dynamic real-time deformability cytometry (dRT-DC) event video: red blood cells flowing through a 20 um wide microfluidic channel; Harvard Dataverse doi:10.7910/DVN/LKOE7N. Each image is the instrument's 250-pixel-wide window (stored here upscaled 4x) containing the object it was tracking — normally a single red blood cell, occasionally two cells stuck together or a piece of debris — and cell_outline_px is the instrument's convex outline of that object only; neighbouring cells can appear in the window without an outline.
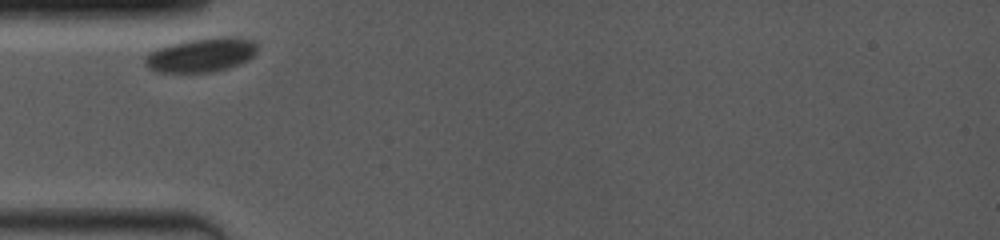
{"species": "common noctule bat (a hibernating species)", "species_latin": "Nyctalus noctula", "temperature_condition": "room temperature", "stored_images_in_passage": 19, "camera_frame_rate_fps": 4000, "um_per_image_px": 0.085, "animal": {"sex": "female", "body_mass_g": 19.0, "forearm_length_mm": 53.3}, "frame": {"image": 1, "passage_image": 1, "time_ms": 0.0, "image_size_px": [1000, 240], "cell_outline_px": [[256, 52], [248, 60], [240, 64], [228, 68], [212, 72], [156, 72], [148, 68], [144, 64], [144, 56], [148, 52], [156, 48], [188, 40], [224, 36], [240, 36], [252, 40], [256, 44]], "centroid_in_image_um": [17.09, 4.67], "position_along_channel_um": 67.9, "area_um2": 22.54}}
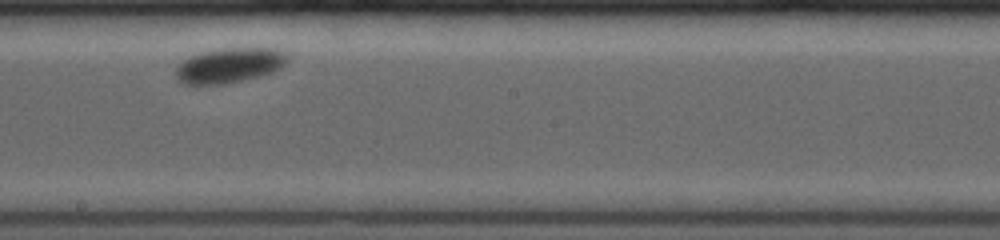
{"frame": {"image": 2, "passage_image": 9, "time_ms": 5.0, "image_size_px": [1000, 240], "cell_outline_px": [[288, 60], [276, 72], [244, 80], [224, 84], [184, 84], [176, 80], [176, 68], [184, 60], [200, 52], [220, 48], [276, 48], [284, 52], [288, 56]], "centroid_in_image_um": [19.53, 5.56], "position_along_channel_um": 228.7, "area_um2": 22.89}}
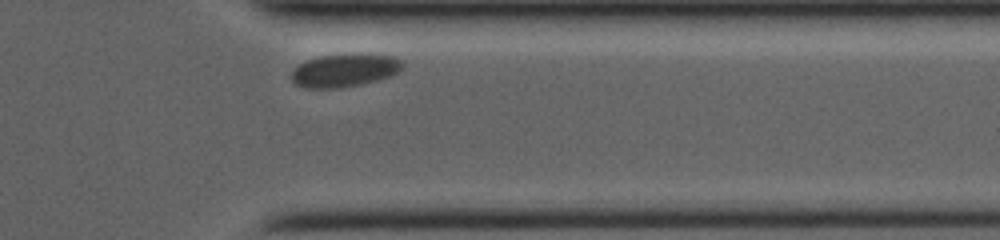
{"frame": {"image": 3, "passage_image": 19, "time_ms": 9.5, "image_size_px": [1000, 240], "cell_outline_px": [[404, 64], [392, 76], [360, 84], [336, 88], [308, 88], [296, 84], [292, 80], [292, 72], [300, 64], [308, 60], [320, 56], [360, 52], [392, 56], [400, 60]], "centroid_in_image_um": [29.31, 5.95], "position_along_channel_um": 382.1, "area_um2": 21.33}}